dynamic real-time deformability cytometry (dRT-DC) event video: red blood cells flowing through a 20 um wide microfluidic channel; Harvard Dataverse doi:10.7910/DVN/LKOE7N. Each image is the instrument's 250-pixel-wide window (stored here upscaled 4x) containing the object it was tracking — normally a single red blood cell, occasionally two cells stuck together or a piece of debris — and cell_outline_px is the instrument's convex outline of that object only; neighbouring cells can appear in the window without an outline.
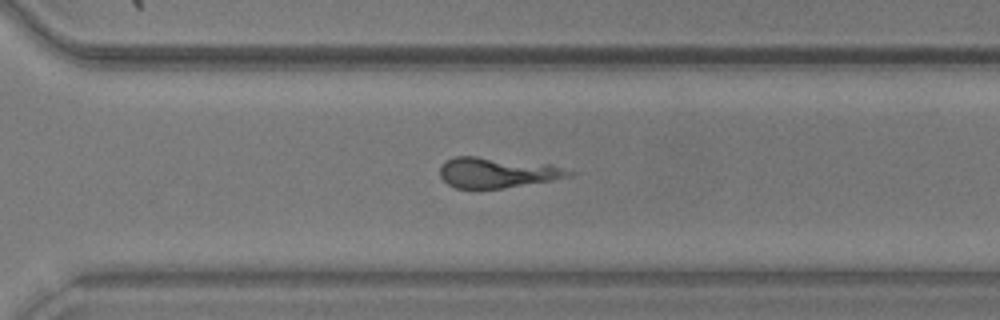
{"species": "common noctule bat (a hibernating species)", "species_latin": "Nyctalus noctula", "temperature_condition": "warm", "stored_images_in_passage": 20, "camera_frame_rate_fps": 3000, "um_per_image_px": 0.085, "animal": {"sex": "male", "body_mass_g": 20.5, "forearm_length_mm": 52.5}, "frame": {"image": 1, "passage_image": 19, "time_ms": 6.0, "image_size_px": [1000, 320], "cell_outline_px": [[536, 176], [528, 180], [488, 188], [468, 188], [456, 160], [480, 160], [524, 172]], "centroid_in_image_um": [41.61, 14.82], "position_along_channel_um": 329.0, "area_um2": 10.12}}